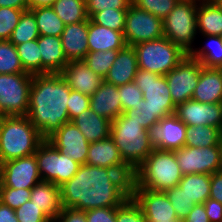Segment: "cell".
<instances>
[{
    "label": "cell",
    "instance_id": "54",
    "mask_svg": "<svg viewBox=\"0 0 222 222\" xmlns=\"http://www.w3.org/2000/svg\"><path fill=\"white\" fill-rule=\"evenodd\" d=\"M183 222H210L203 204H195Z\"/></svg>",
    "mask_w": 222,
    "mask_h": 222
},
{
    "label": "cell",
    "instance_id": "52",
    "mask_svg": "<svg viewBox=\"0 0 222 222\" xmlns=\"http://www.w3.org/2000/svg\"><path fill=\"white\" fill-rule=\"evenodd\" d=\"M210 198L222 203V170L210 175Z\"/></svg>",
    "mask_w": 222,
    "mask_h": 222
},
{
    "label": "cell",
    "instance_id": "40",
    "mask_svg": "<svg viewBox=\"0 0 222 222\" xmlns=\"http://www.w3.org/2000/svg\"><path fill=\"white\" fill-rule=\"evenodd\" d=\"M122 114L128 118V121H136L151 132L160 121L144 99L136 106V109L127 110Z\"/></svg>",
    "mask_w": 222,
    "mask_h": 222
},
{
    "label": "cell",
    "instance_id": "4",
    "mask_svg": "<svg viewBox=\"0 0 222 222\" xmlns=\"http://www.w3.org/2000/svg\"><path fill=\"white\" fill-rule=\"evenodd\" d=\"M44 140L27 115L4 116L0 122V164L33 155Z\"/></svg>",
    "mask_w": 222,
    "mask_h": 222
},
{
    "label": "cell",
    "instance_id": "59",
    "mask_svg": "<svg viewBox=\"0 0 222 222\" xmlns=\"http://www.w3.org/2000/svg\"><path fill=\"white\" fill-rule=\"evenodd\" d=\"M4 117V115L1 113V111H0V122H1V120H2V118Z\"/></svg>",
    "mask_w": 222,
    "mask_h": 222
},
{
    "label": "cell",
    "instance_id": "46",
    "mask_svg": "<svg viewBox=\"0 0 222 222\" xmlns=\"http://www.w3.org/2000/svg\"><path fill=\"white\" fill-rule=\"evenodd\" d=\"M31 189L0 187V202L16 210L30 200Z\"/></svg>",
    "mask_w": 222,
    "mask_h": 222
},
{
    "label": "cell",
    "instance_id": "5",
    "mask_svg": "<svg viewBox=\"0 0 222 222\" xmlns=\"http://www.w3.org/2000/svg\"><path fill=\"white\" fill-rule=\"evenodd\" d=\"M110 137L123 161L134 171L153 151L152 132L123 114L111 122Z\"/></svg>",
    "mask_w": 222,
    "mask_h": 222
},
{
    "label": "cell",
    "instance_id": "2",
    "mask_svg": "<svg viewBox=\"0 0 222 222\" xmlns=\"http://www.w3.org/2000/svg\"><path fill=\"white\" fill-rule=\"evenodd\" d=\"M70 92L60 73L33 75L27 117L44 139L69 122Z\"/></svg>",
    "mask_w": 222,
    "mask_h": 222
},
{
    "label": "cell",
    "instance_id": "42",
    "mask_svg": "<svg viewBox=\"0 0 222 222\" xmlns=\"http://www.w3.org/2000/svg\"><path fill=\"white\" fill-rule=\"evenodd\" d=\"M26 10L0 7V40H9L22 13Z\"/></svg>",
    "mask_w": 222,
    "mask_h": 222
},
{
    "label": "cell",
    "instance_id": "41",
    "mask_svg": "<svg viewBox=\"0 0 222 222\" xmlns=\"http://www.w3.org/2000/svg\"><path fill=\"white\" fill-rule=\"evenodd\" d=\"M116 222H146L140 205L132 196L116 207Z\"/></svg>",
    "mask_w": 222,
    "mask_h": 222
},
{
    "label": "cell",
    "instance_id": "48",
    "mask_svg": "<svg viewBox=\"0 0 222 222\" xmlns=\"http://www.w3.org/2000/svg\"><path fill=\"white\" fill-rule=\"evenodd\" d=\"M88 18L105 9H128L132 0H85Z\"/></svg>",
    "mask_w": 222,
    "mask_h": 222
},
{
    "label": "cell",
    "instance_id": "34",
    "mask_svg": "<svg viewBox=\"0 0 222 222\" xmlns=\"http://www.w3.org/2000/svg\"><path fill=\"white\" fill-rule=\"evenodd\" d=\"M51 7L65 25L89 19L85 0H56Z\"/></svg>",
    "mask_w": 222,
    "mask_h": 222
},
{
    "label": "cell",
    "instance_id": "7",
    "mask_svg": "<svg viewBox=\"0 0 222 222\" xmlns=\"http://www.w3.org/2000/svg\"><path fill=\"white\" fill-rule=\"evenodd\" d=\"M139 69L165 76L188 54L166 37L133 45Z\"/></svg>",
    "mask_w": 222,
    "mask_h": 222
},
{
    "label": "cell",
    "instance_id": "50",
    "mask_svg": "<svg viewBox=\"0 0 222 222\" xmlns=\"http://www.w3.org/2000/svg\"><path fill=\"white\" fill-rule=\"evenodd\" d=\"M87 222H116V207H103L86 211Z\"/></svg>",
    "mask_w": 222,
    "mask_h": 222
},
{
    "label": "cell",
    "instance_id": "8",
    "mask_svg": "<svg viewBox=\"0 0 222 222\" xmlns=\"http://www.w3.org/2000/svg\"><path fill=\"white\" fill-rule=\"evenodd\" d=\"M34 154L42 181L52 182L59 187L69 181L80 167L79 163L59 152L47 139L37 147Z\"/></svg>",
    "mask_w": 222,
    "mask_h": 222
},
{
    "label": "cell",
    "instance_id": "1",
    "mask_svg": "<svg viewBox=\"0 0 222 222\" xmlns=\"http://www.w3.org/2000/svg\"><path fill=\"white\" fill-rule=\"evenodd\" d=\"M133 173L80 165L77 173L60 186L62 206L84 211L118 207L131 196Z\"/></svg>",
    "mask_w": 222,
    "mask_h": 222
},
{
    "label": "cell",
    "instance_id": "16",
    "mask_svg": "<svg viewBox=\"0 0 222 222\" xmlns=\"http://www.w3.org/2000/svg\"><path fill=\"white\" fill-rule=\"evenodd\" d=\"M186 126H213L222 130V103H200L189 99L176 106L174 113Z\"/></svg>",
    "mask_w": 222,
    "mask_h": 222
},
{
    "label": "cell",
    "instance_id": "39",
    "mask_svg": "<svg viewBox=\"0 0 222 222\" xmlns=\"http://www.w3.org/2000/svg\"><path fill=\"white\" fill-rule=\"evenodd\" d=\"M127 10L128 9H105L95 13L90 19L98 25L114 31L124 32Z\"/></svg>",
    "mask_w": 222,
    "mask_h": 222
},
{
    "label": "cell",
    "instance_id": "17",
    "mask_svg": "<svg viewBox=\"0 0 222 222\" xmlns=\"http://www.w3.org/2000/svg\"><path fill=\"white\" fill-rule=\"evenodd\" d=\"M47 140L59 152L68 155L75 162L80 165L86 164L90 143L71 121L63 124Z\"/></svg>",
    "mask_w": 222,
    "mask_h": 222
},
{
    "label": "cell",
    "instance_id": "25",
    "mask_svg": "<svg viewBox=\"0 0 222 222\" xmlns=\"http://www.w3.org/2000/svg\"><path fill=\"white\" fill-rule=\"evenodd\" d=\"M38 46L42 60V74L60 73L69 63L62 49L61 37L40 35Z\"/></svg>",
    "mask_w": 222,
    "mask_h": 222
},
{
    "label": "cell",
    "instance_id": "3",
    "mask_svg": "<svg viewBox=\"0 0 222 222\" xmlns=\"http://www.w3.org/2000/svg\"><path fill=\"white\" fill-rule=\"evenodd\" d=\"M182 177L174 151L154 148L134 170L131 189L164 192L178 185Z\"/></svg>",
    "mask_w": 222,
    "mask_h": 222
},
{
    "label": "cell",
    "instance_id": "28",
    "mask_svg": "<svg viewBox=\"0 0 222 222\" xmlns=\"http://www.w3.org/2000/svg\"><path fill=\"white\" fill-rule=\"evenodd\" d=\"M89 142L101 141L110 136L111 121L97 115L90 108L71 121Z\"/></svg>",
    "mask_w": 222,
    "mask_h": 222
},
{
    "label": "cell",
    "instance_id": "13",
    "mask_svg": "<svg viewBox=\"0 0 222 222\" xmlns=\"http://www.w3.org/2000/svg\"><path fill=\"white\" fill-rule=\"evenodd\" d=\"M203 66L189 54L165 78L175 106L192 98Z\"/></svg>",
    "mask_w": 222,
    "mask_h": 222
},
{
    "label": "cell",
    "instance_id": "27",
    "mask_svg": "<svg viewBox=\"0 0 222 222\" xmlns=\"http://www.w3.org/2000/svg\"><path fill=\"white\" fill-rule=\"evenodd\" d=\"M30 200L41 207L51 220H54L63 208L60 187L48 181H40L31 188Z\"/></svg>",
    "mask_w": 222,
    "mask_h": 222
},
{
    "label": "cell",
    "instance_id": "43",
    "mask_svg": "<svg viewBox=\"0 0 222 222\" xmlns=\"http://www.w3.org/2000/svg\"><path fill=\"white\" fill-rule=\"evenodd\" d=\"M164 193L171 202L177 217L181 220H183L190 213L195 205L193 201H189L187 199L183 189H181L179 185L164 191Z\"/></svg>",
    "mask_w": 222,
    "mask_h": 222
},
{
    "label": "cell",
    "instance_id": "33",
    "mask_svg": "<svg viewBox=\"0 0 222 222\" xmlns=\"http://www.w3.org/2000/svg\"><path fill=\"white\" fill-rule=\"evenodd\" d=\"M29 10L34 14L40 35L61 37L65 24L51 6L37 7Z\"/></svg>",
    "mask_w": 222,
    "mask_h": 222
},
{
    "label": "cell",
    "instance_id": "6",
    "mask_svg": "<svg viewBox=\"0 0 222 222\" xmlns=\"http://www.w3.org/2000/svg\"><path fill=\"white\" fill-rule=\"evenodd\" d=\"M197 11L198 1L179 0L163 18L164 37L180 46L188 54L198 43Z\"/></svg>",
    "mask_w": 222,
    "mask_h": 222
},
{
    "label": "cell",
    "instance_id": "47",
    "mask_svg": "<svg viewBox=\"0 0 222 222\" xmlns=\"http://www.w3.org/2000/svg\"><path fill=\"white\" fill-rule=\"evenodd\" d=\"M19 222H49L51 219L31 200L15 210Z\"/></svg>",
    "mask_w": 222,
    "mask_h": 222
},
{
    "label": "cell",
    "instance_id": "29",
    "mask_svg": "<svg viewBox=\"0 0 222 222\" xmlns=\"http://www.w3.org/2000/svg\"><path fill=\"white\" fill-rule=\"evenodd\" d=\"M200 38V39H199ZM198 43L190 51L189 55L197 59L203 67L222 68V38L215 35H198Z\"/></svg>",
    "mask_w": 222,
    "mask_h": 222
},
{
    "label": "cell",
    "instance_id": "51",
    "mask_svg": "<svg viewBox=\"0 0 222 222\" xmlns=\"http://www.w3.org/2000/svg\"><path fill=\"white\" fill-rule=\"evenodd\" d=\"M54 222H87L86 211L63 207Z\"/></svg>",
    "mask_w": 222,
    "mask_h": 222
},
{
    "label": "cell",
    "instance_id": "26",
    "mask_svg": "<svg viewBox=\"0 0 222 222\" xmlns=\"http://www.w3.org/2000/svg\"><path fill=\"white\" fill-rule=\"evenodd\" d=\"M126 46L123 32L98 25L88 19L89 52L121 50Z\"/></svg>",
    "mask_w": 222,
    "mask_h": 222
},
{
    "label": "cell",
    "instance_id": "35",
    "mask_svg": "<svg viewBox=\"0 0 222 222\" xmlns=\"http://www.w3.org/2000/svg\"><path fill=\"white\" fill-rule=\"evenodd\" d=\"M23 69L32 75L42 74V60L38 39L15 46Z\"/></svg>",
    "mask_w": 222,
    "mask_h": 222
},
{
    "label": "cell",
    "instance_id": "19",
    "mask_svg": "<svg viewBox=\"0 0 222 222\" xmlns=\"http://www.w3.org/2000/svg\"><path fill=\"white\" fill-rule=\"evenodd\" d=\"M86 164L115 169L118 172H134L123 161L119 149L110 136L89 144Z\"/></svg>",
    "mask_w": 222,
    "mask_h": 222
},
{
    "label": "cell",
    "instance_id": "23",
    "mask_svg": "<svg viewBox=\"0 0 222 222\" xmlns=\"http://www.w3.org/2000/svg\"><path fill=\"white\" fill-rule=\"evenodd\" d=\"M137 56L133 46L118 50L117 57L108 71L104 81L121 86L134 81L138 71Z\"/></svg>",
    "mask_w": 222,
    "mask_h": 222
},
{
    "label": "cell",
    "instance_id": "12",
    "mask_svg": "<svg viewBox=\"0 0 222 222\" xmlns=\"http://www.w3.org/2000/svg\"><path fill=\"white\" fill-rule=\"evenodd\" d=\"M124 39L127 46L164 37L163 19L130 4L126 13Z\"/></svg>",
    "mask_w": 222,
    "mask_h": 222
},
{
    "label": "cell",
    "instance_id": "32",
    "mask_svg": "<svg viewBox=\"0 0 222 222\" xmlns=\"http://www.w3.org/2000/svg\"><path fill=\"white\" fill-rule=\"evenodd\" d=\"M222 130L213 126H186L185 146L209 147L221 144Z\"/></svg>",
    "mask_w": 222,
    "mask_h": 222
},
{
    "label": "cell",
    "instance_id": "37",
    "mask_svg": "<svg viewBox=\"0 0 222 222\" xmlns=\"http://www.w3.org/2000/svg\"><path fill=\"white\" fill-rule=\"evenodd\" d=\"M27 73L16 47L9 40H0V74Z\"/></svg>",
    "mask_w": 222,
    "mask_h": 222
},
{
    "label": "cell",
    "instance_id": "36",
    "mask_svg": "<svg viewBox=\"0 0 222 222\" xmlns=\"http://www.w3.org/2000/svg\"><path fill=\"white\" fill-rule=\"evenodd\" d=\"M39 36L40 34L34 14L30 10H26L22 13L9 41L16 46L27 41L38 39Z\"/></svg>",
    "mask_w": 222,
    "mask_h": 222
},
{
    "label": "cell",
    "instance_id": "55",
    "mask_svg": "<svg viewBox=\"0 0 222 222\" xmlns=\"http://www.w3.org/2000/svg\"><path fill=\"white\" fill-rule=\"evenodd\" d=\"M0 222H19L15 210L0 202Z\"/></svg>",
    "mask_w": 222,
    "mask_h": 222
},
{
    "label": "cell",
    "instance_id": "45",
    "mask_svg": "<svg viewBox=\"0 0 222 222\" xmlns=\"http://www.w3.org/2000/svg\"><path fill=\"white\" fill-rule=\"evenodd\" d=\"M120 95L122 113L130 109H136V106L143 100V93L134 81L118 86Z\"/></svg>",
    "mask_w": 222,
    "mask_h": 222
},
{
    "label": "cell",
    "instance_id": "56",
    "mask_svg": "<svg viewBox=\"0 0 222 222\" xmlns=\"http://www.w3.org/2000/svg\"><path fill=\"white\" fill-rule=\"evenodd\" d=\"M0 7L29 10L28 0H0Z\"/></svg>",
    "mask_w": 222,
    "mask_h": 222
},
{
    "label": "cell",
    "instance_id": "20",
    "mask_svg": "<svg viewBox=\"0 0 222 222\" xmlns=\"http://www.w3.org/2000/svg\"><path fill=\"white\" fill-rule=\"evenodd\" d=\"M60 74L72 90L88 96H91L104 81L83 60L69 62Z\"/></svg>",
    "mask_w": 222,
    "mask_h": 222
},
{
    "label": "cell",
    "instance_id": "38",
    "mask_svg": "<svg viewBox=\"0 0 222 222\" xmlns=\"http://www.w3.org/2000/svg\"><path fill=\"white\" fill-rule=\"evenodd\" d=\"M118 50L88 52L84 57V63L103 79L115 61Z\"/></svg>",
    "mask_w": 222,
    "mask_h": 222
},
{
    "label": "cell",
    "instance_id": "53",
    "mask_svg": "<svg viewBox=\"0 0 222 222\" xmlns=\"http://www.w3.org/2000/svg\"><path fill=\"white\" fill-rule=\"evenodd\" d=\"M203 205L210 222L222 221V203L209 198L203 203Z\"/></svg>",
    "mask_w": 222,
    "mask_h": 222
},
{
    "label": "cell",
    "instance_id": "24",
    "mask_svg": "<svg viewBox=\"0 0 222 222\" xmlns=\"http://www.w3.org/2000/svg\"><path fill=\"white\" fill-rule=\"evenodd\" d=\"M192 100L200 103H222V68L202 67Z\"/></svg>",
    "mask_w": 222,
    "mask_h": 222
},
{
    "label": "cell",
    "instance_id": "22",
    "mask_svg": "<svg viewBox=\"0 0 222 222\" xmlns=\"http://www.w3.org/2000/svg\"><path fill=\"white\" fill-rule=\"evenodd\" d=\"M90 109L111 122L119 117L122 114V106L118 86L103 81L90 96Z\"/></svg>",
    "mask_w": 222,
    "mask_h": 222
},
{
    "label": "cell",
    "instance_id": "15",
    "mask_svg": "<svg viewBox=\"0 0 222 222\" xmlns=\"http://www.w3.org/2000/svg\"><path fill=\"white\" fill-rule=\"evenodd\" d=\"M131 196L140 205L146 222H183L164 192L131 189Z\"/></svg>",
    "mask_w": 222,
    "mask_h": 222
},
{
    "label": "cell",
    "instance_id": "44",
    "mask_svg": "<svg viewBox=\"0 0 222 222\" xmlns=\"http://www.w3.org/2000/svg\"><path fill=\"white\" fill-rule=\"evenodd\" d=\"M179 0H132V4L159 18H165Z\"/></svg>",
    "mask_w": 222,
    "mask_h": 222
},
{
    "label": "cell",
    "instance_id": "57",
    "mask_svg": "<svg viewBox=\"0 0 222 222\" xmlns=\"http://www.w3.org/2000/svg\"><path fill=\"white\" fill-rule=\"evenodd\" d=\"M56 0H28L29 9L37 7L52 6Z\"/></svg>",
    "mask_w": 222,
    "mask_h": 222
},
{
    "label": "cell",
    "instance_id": "30",
    "mask_svg": "<svg viewBox=\"0 0 222 222\" xmlns=\"http://www.w3.org/2000/svg\"><path fill=\"white\" fill-rule=\"evenodd\" d=\"M198 35H222V9L216 1H198Z\"/></svg>",
    "mask_w": 222,
    "mask_h": 222
},
{
    "label": "cell",
    "instance_id": "11",
    "mask_svg": "<svg viewBox=\"0 0 222 222\" xmlns=\"http://www.w3.org/2000/svg\"><path fill=\"white\" fill-rule=\"evenodd\" d=\"M174 154L183 175H211L222 170L221 144L201 148L184 146L174 150Z\"/></svg>",
    "mask_w": 222,
    "mask_h": 222
},
{
    "label": "cell",
    "instance_id": "18",
    "mask_svg": "<svg viewBox=\"0 0 222 222\" xmlns=\"http://www.w3.org/2000/svg\"><path fill=\"white\" fill-rule=\"evenodd\" d=\"M153 146L159 150L174 151L185 146L186 125L175 114L163 117L155 126Z\"/></svg>",
    "mask_w": 222,
    "mask_h": 222
},
{
    "label": "cell",
    "instance_id": "9",
    "mask_svg": "<svg viewBox=\"0 0 222 222\" xmlns=\"http://www.w3.org/2000/svg\"><path fill=\"white\" fill-rule=\"evenodd\" d=\"M33 75L0 74V111L4 116L27 115Z\"/></svg>",
    "mask_w": 222,
    "mask_h": 222
},
{
    "label": "cell",
    "instance_id": "58",
    "mask_svg": "<svg viewBox=\"0 0 222 222\" xmlns=\"http://www.w3.org/2000/svg\"><path fill=\"white\" fill-rule=\"evenodd\" d=\"M218 4H219V6L221 7V9H222V0H215Z\"/></svg>",
    "mask_w": 222,
    "mask_h": 222
},
{
    "label": "cell",
    "instance_id": "31",
    "mask_svg": "<svg viewBox=\"0 0 222 222\" xmlns=\"http://www.w3.org/2000/svg\"><path fill=\"white\" fill-rule=\"evenodd\" d=\"M187 199L194 204H203L210 198V175L187 174L183 175L178 183Z\"/></svg>",
    "mask_w": 222,
    "mask_h": 222
},
{
    "label": "cell",
    "instance_id": "21",
    "mask_svg": "<svg viewBox=\"0 0 222 222\" xmlns=\"http://www.w3.org/2000/svg\"><path fill=\"white\" fill-rule=\"evenodd\" d=\"M61 42L68 62L83 60L89 52L88 20L65 25Z\"/></svg>",
    "mask_w": 222,
    "mask_h": 222
},
{
    "label": "cell",
    "instance_id": "10",
    "mask_svg": "<svg viewBox=\"0 0 222 222\" xmlns=\"http://www.w3.org/2000/svg\"><path fill=\"white\" fill-rule=\"evenodd\" d=\"M134 83L141 89L146 104L160 120L175 113L176 106L165 76L138 69Z\"/></svg>",
    "mask_w": 222,
    "mask_h": 222
},
{
    "label": "cell",
    "instance_id": "49",
    "mask_svg": "<svg viewBox=\"0 0 222 222\" xmlns=\"http://www.w3.org/2000/svg\"><path fill=\"white\" fill-rule=\"evenodd\" d=\"M90 108V96L71 89L69 95L68 115L69 121L79 116L83 111Z\"/></svg>",
    "mask_w": 222,
    "mask_h": 222
},
{
    "label": "cell",
    "instance_id": "14",
    "mask_svg": "<svg viewBox=\"0 0 222 222\" xmlns=\"http://www.w3.org/2000/svg\"><path fill=\"white\" fill-rule=\"evenodd\" d=\"M40 181L35 154L0 164V187L31 189Z\"/></svg>",
    "mask_w": 222,
    "mask_h": 222
},
{
    "label": "cell",
    "instance_id": "60",
    "mask_svg": "<svg viewBox=\"0 0 222 222\" xmlns=\"http://www.w3.org/2000/svg\"><path fill=\"white\" fill-rule=\"evenodd\" d=\"M196 1H215V0H196Z\"/></svg>",
    "mask_w": 222,
    "mask_h": 222
}]
</instances>
